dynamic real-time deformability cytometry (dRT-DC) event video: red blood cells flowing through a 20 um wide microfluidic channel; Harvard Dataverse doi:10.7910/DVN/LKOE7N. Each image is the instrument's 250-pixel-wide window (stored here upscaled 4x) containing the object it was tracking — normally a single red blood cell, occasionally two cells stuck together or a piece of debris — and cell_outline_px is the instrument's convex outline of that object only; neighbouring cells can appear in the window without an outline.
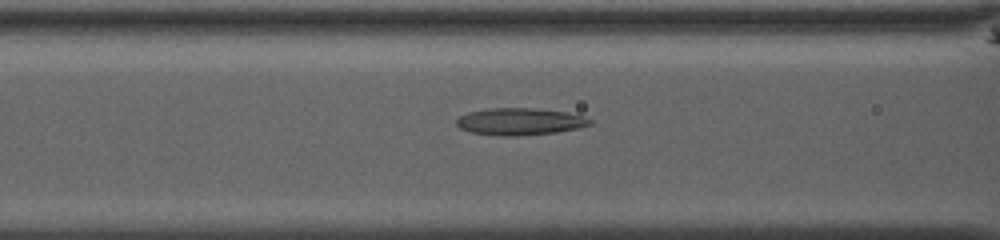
{"species": "common noctule bat (a hibernating species)", "species_latin": "Nyctalus noctula", "temperature_condition": "room temperature", "stored_images_in_passage": 35, "camera_frame_rate_fps": 3000, "um_per_image_px": 0.085, "animal": {"sex": "male", "body_mass_g": 13.0, "forearm_length_mm": 53.1}, "frame": {"image": 1, "passage_image": 6, "time_ms": 1.667, "image_size_px": [1000, 240], "cell_outline_px": [[592, 124], [580, 128], [556, 132], [516, 136], [500, 136], [472, 132], [460, 128], [456, 124], [456, 120], [460, 116], [468, 112], [488, 108], [528, 108], [568, 112], [584, 116], [592, 120]], "centroid_in_image_um": [44.21, 10.33], "position_along_channel_um": 122.4, "area_um2": 21.04}}
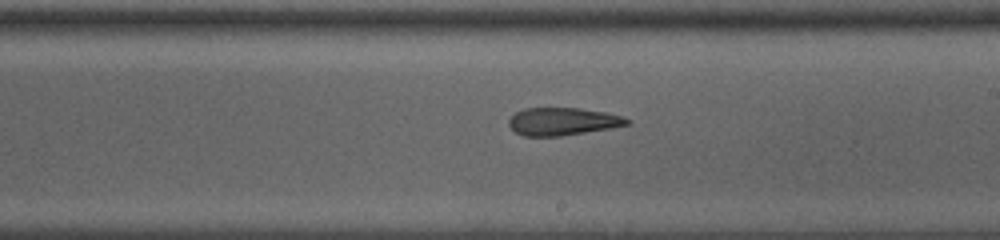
{"frame": {"image": 2, "passage_image": 15, "time_ms": 4.667, "image_size_px": [1000, 240], "cell_outline_px": [[632, 120], [628, 124], [608, 128], [560, 136], [524, 136], [516, 132], [508, 124], [508, 120], [516, 112], [524, 108], [580, 108], [604, 112], [620, 116]], "centroid_in_image_um": [47.79, 10.32], "position_along_channel_um": 241.2, "area_um2": 18.79}}
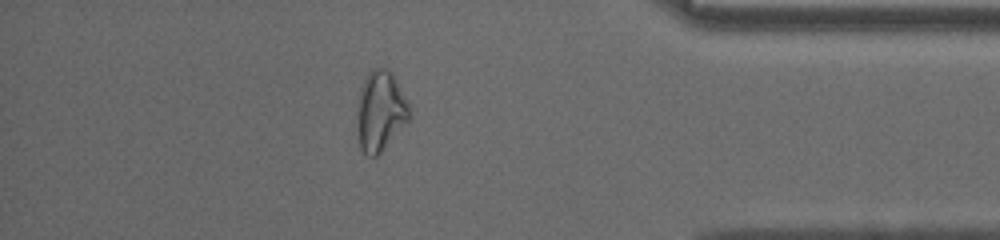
{"frame": {"image": 3, "passage_image": 29, "time_ms": 9.333, "image_size_px": [1000, 240], "cell_outline_px": [[412, 116], [380, 152], [376, 156], [368, 156], [360, 148], [356, 112], [360, 88], [368, 72], [372, 68], [384, 68], [392, 72], [408, 100], [412, 112]], "centroid_in_image_um": [32.34, 9.4], "position_along_channel_um": 402.9, "area_um2": 24.51}, "authors_computed_cell_mechanics": {"area_um2": 20.808, "velocity_mm_per_s": 3.9514, "shape_relaxation_time_tau1_ms": null, "shape_relaxation_time_tau2_ms": 2.6697, "deformation_change_tau1": null, "deformation_change_tau2": 0.1168}}